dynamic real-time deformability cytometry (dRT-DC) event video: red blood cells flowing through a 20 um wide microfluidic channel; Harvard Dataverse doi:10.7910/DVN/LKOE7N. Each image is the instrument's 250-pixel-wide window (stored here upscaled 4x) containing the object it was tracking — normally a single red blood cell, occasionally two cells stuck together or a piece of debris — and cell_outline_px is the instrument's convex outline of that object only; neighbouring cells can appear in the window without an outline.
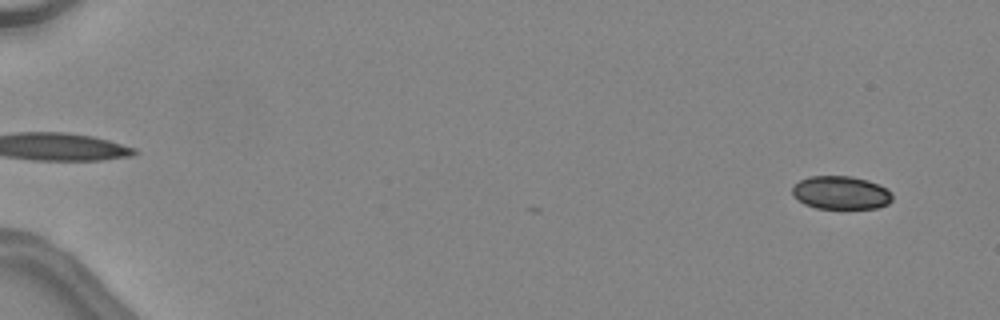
{"species": "common noctule bat (a hibernating species)", "species_latin": "Nyctalus noctula", "temperature_condition": "warm", "stored_images_in_passage": 16, "camera_frame_rate_fps": 3000, "um_per_image_px": 0.085, "animal": {"sex": "female", "body_mass_g": 24.6, "forearm_length_mm": 56.2}, "frame": {"image": 1, "passage_image": 3, "time_ms": 0.667, "image_size_px": [1000, 320], "cell_outline_px": [[892, 200], [888, 204], [876, 208], [816, 208], [804, 204], [792, 196], [792, 188], [800, 180], [808, 176], [852, 176], [868, 180], [880, 184], [888, 188], [892, 192]], "centroid_in_image_um": [71.49, 16.37], "position_along_channel_um": 13.5, "area_um2": 19.59}}